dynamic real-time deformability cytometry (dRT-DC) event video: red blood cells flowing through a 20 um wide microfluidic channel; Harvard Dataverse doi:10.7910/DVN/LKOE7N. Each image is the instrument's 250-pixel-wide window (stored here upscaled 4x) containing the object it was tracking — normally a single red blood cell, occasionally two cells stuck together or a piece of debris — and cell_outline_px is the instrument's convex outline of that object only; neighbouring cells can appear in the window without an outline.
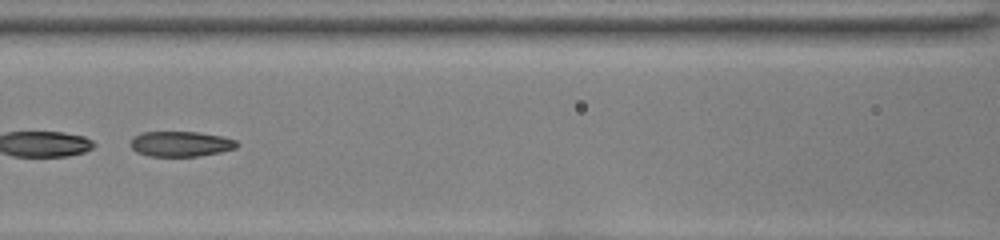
{"species": "common noctule bat (a hibernating species)", "species_latin": "Nyctalus noctula", "temperature_condition": "room temperature", "stored_images_in_passage": 32, "camera_frame_rate_fps": 3000, "um_per_image_px": 0.085, "animal": {"sex": "female", "body_mass_g": 22.0, "forearm_length_mm": 56.7}, "frame": {"image": 1, "passage_image": 10, "time_ms": 3.0, "image_size_px": [1000, 240], "cell_outline_px": [[240, 144], [236, 148], [220, 152], [196, 156], [148, 156], [136, 152], [128, 144], [132, 136], [140, 132], [196, 132], [224, 136], [236, 140]], "centroid_in_image_um": [15.33, 12.22], "position_along_channel_um": 151.3, "area_um2": 15.9}, "authors_computed_cell_mechanics": {"area_um2": 16.0973, "velocity_mm_per_s": 4.0287, "shape_relaxation_time_tau1_ms": null, "shape_relaxation_time_tau2_ms": 1.288, "deformation_change_tau1": null, "deformation_change_tau2": 0.076}}